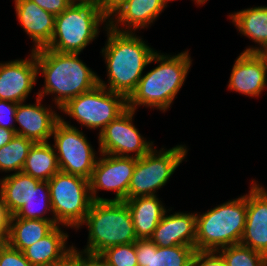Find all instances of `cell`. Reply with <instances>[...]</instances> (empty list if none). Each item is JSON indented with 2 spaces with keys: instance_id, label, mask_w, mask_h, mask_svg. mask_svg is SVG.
I'll return each instance as SVG.
<instances>
[{
  "instance_id": "24",
  "label": "cell",
  "mask_w": 267,
  "mask_h": 266,
  "mask_svg": "<svg viewBox=\"0 0 267 266\" xmlns=\"http://www.w3.org/2000/svg\"><path fill=\"white\" fill-rule=\"evenodd\" d=\"M56 226V221L22 219L12 215L9 218L7 243L12 248L23 252L47 236Z\"/></svg>"
},
{
  "instance_id": "32",
  "label": "cell",
  "mask_w": 267,
  "mask_h": 266,
  "mask_svg": "<svg viewBox=\"0 0 267 266\" xmlns=\"http://www.w3.org/2000/svg\"><path fill=\"white\" fill-rule=\"evenodd\" d=\"M17 105L18 103L16 102L0 100V127L13 130L15 133L16 127L13 122L15 121Z\"/></svg>"
},
{
  "instance_id": "25",
  "label": "cell",
  "mask_w": 267,
  "mask_h": 266,
  "mask_svg": "<svg viewBox=\"0 0 267 266\" xmlns=\"http://www.w3.org/2000/svg\"><path fill=\"white\" fill-rule=\"evenodd\" d=\"M40 180L23 172L12 173L0 179V195L10 216L15 215L29 200L32 187Z\"/></svg>"
},
{
  "instance_id": "6",
  "label": "cell",
  "mask_w": 267,
  "mask_h": 266,
  "mask_svg": "<svg viewBox=\"0 0 267 266\" xmlns=\"http://www.w3.org/2000/svg\"><path fill=\"white\" fill-rule=\"evenodd\" d=\"M104 22L108 26L97 3L73 1L55 16L54 33L46 48L61 53H81L98 37L100 24Z\"/></svg>"
},
{
  "instance_id": "14",
  "label": "cell",
  "mask_w": 267,
  "mask_h": 266,
  "mask_svg": "<svg viewBox=\"0 0 267 266\" xmlns=\"http://www.w3.org/2000/svg\"><path fill=\"white\" fill-rule=\"evenodd\" d=\"M247 194V212L244 233L240 244L267 257V190L257 182Z\"/></svg>"
},
{
  "instance_id": "3",
  "label": "cell",
  "mask_w": 267,
  "mask_h": 266,
  "mask_svg": "<svg viewBox=\"0 0 267 266\" xmlns=\"http://www.w3.org/2000/svg\"><path fill=\"white\" fill-rule=\"evenodd\" d=\"M151 62L157 67L142 75L134 92L127 99V108L135 110L146 106L167 111L184 85L192 60L188 50L176 55H152Z\"/></svg>"
},
{
  "instance_id": "19",
  "label": "cell",
  "mask_w": 267,
  "mask_h": 266,
  "mask_svg": "<svg viewBox=\"0 0 267 266\" xmlns=\"http://www.w3.org/2000/svg\"><path fill=\"white\" fill-rule=\"evenodd\" d=\"M168 1L171 0H128L108 26L115 31L135 33L151 25L167 7ZM119 24L124 25L125 29L119 28Z\"/></svg>"
},
{
  "instance_id": "20",
  "label": "cell",
  "mask_w": 267,
  "mask_h": 266,
  "mask_svg": "<svg viewBox=\"0 0 267 266\" xmlns=\"http://www.w3.org/2000/svg\"><path fill=\"white\" fill-rule=\"evenodd\" d=\"M135 251L138 266H185L196 249L185 245L158 247L150 239H137Z\"/></svg>"
},
{
  "instance_id": "30",
  "label": "cell",
  "mask_w": 267,
  "mask_h": 266,
  "mask_svg": "<svg viewBox=\"0 0 267 266\" xmlns=\"http://www.w3.org/2000/svg\"><path fill=\"white\" fill-rule=\"evenodd\" d=\"M100 255L110 266H138L135 242L107 248Z\"/></svg>"
},
{
  "instance_id": "7",
  "label": "cell",
  "mask_w": 267,
  "mask_h": 266,
  "mask_svg": "<svg viewBox=\"0 0 267 266\" xmlns=\"http://www.w3.org/2000/svg\"><path fill=\"white\" fill-rule=\"evenodd\" d=\"M50 202L57 225L80 228L93 202L89 180L57 172L49 181Z\"/></svg>"
},
{
  "instance_id": "40",
  "label": "cell",
  "mask_w": 267,
  "mask_h": 266,
  "mask_svg": "<svg viewBox=\"0 0 267 266\" xmlns=\"http://www.w3.org/2000/svg\"><path fill=\"white\" fill-rule=\"evenodd\" d=\"M257 54L264 60L265 66L267 67V45H265Z\"/></svg>"
},
{
  "instance_id": "8",
  "label": "cell",
  "mask_w": 267,
  "mask_h": 266,
  "mask_svg": "<svg viewBox=\"0 0 267 266\" xmlns=\"http://www.w3.org/2000/svg\"><path fill=\"white\" fill-rule=\"evenodd\" d=\"M185 145H176L171 149L153 148L149 153L136 158V166L128 189V199L138 196H154L158 189L169 181L176 168L186 158Z\"/></svg>"
},
{
  "instance_id": "21",
  "label": "cell",
  "mask_w": 267,
  "mask_h": 266,
  "mask_svg": "<svg viewBox=\"0 0 267 266\" xmlns=\"http://www.w3.org/2000/svg\"><path fill=\"white\" fill-rule=\"evenodd\" d=\"M57 225L47 236L43 237L23 253L33 266H52L63 261L71 254L74 246H67L68 233Z\"/></svg>"
},
{
  "instance_id": "16",
  "label": "cell",
  "mask_w": 267,
  "mask_h": 266,
  "mask_svg": "<svg viewBox=\"0 0 267 266\" xmlns=\"http://www.w3.org/2000/svg\"><path fill=\"white\" fill-rule=\"evenodd\" d=\"M267 67L257 53H241L232 66L228 88L250 97H258L267 86Z\"/></svg>"
},
{
  "instance_id": "29",
  "label": "cell",
  "mask_w": 267,
  "mask_h": 266,
  "mask_svg": "<svg viewBox=\"0 0 267 266\" xmlns=\"http://www.w3.org/2000/svg\"><path fill=\"white\" fill-rule=\"evenodd\" d=\"M218 252L227 266H267V257L264 254L240 243L220 248Z\"/></svg>"
},
{
  "instance_id": "42",
  "label": "cell",
  "mask_w": 267,
  "mask_h": 266,
  "mask_svg": "<svg viewBox=\"0 0 267 266\" xmlns=\"http://www.w3.org/2000/svg\"><path fill=\"white\" fill-rule=\"evenodd\" d=\"M185 266H198V264H197V250L195 252L194 258L189 263H187Z\"/></svg>"
},
{
  "instance_id": "9",
  "label": "cell",
  "mask_w": 267,
  "mask_h": 266,
  "mask_svg": "<svg viewBox=\"0 0 267 266\" xmlns=\"http://www.w3.org/2000/svg\"><path fill=\"white\" fill-rule=\"evenodd\" d=\"M127 109V99L97 85L92 90L69 99L59 110L88 129L101 132Z\"/></svg>"
},
{
  "instance_id": "31",
  "label": "cell",
  "mask_w": 267,
  "mask_h": 266,
  "mask_svg": "<svg viewBox=\"0 0 267 266\" xmlns=\"http://www.w3.org/2000/svg\"><path fill=\"white\" fill-rule=\"evenodd\" d=\"M0 266H33L20 250L12 248L8 243L0 247Z\"/></svg>"
},
{
  "instance_id": "28",
  "label": "cell",
  "mask_w": 267,
  "mask_h": 266,
  "mask_svg": "<svg viewBox=\"0 0 267 266\" xmlns=\"http://www.w3.org/2000/svg\"><path fill=\"white\" fill-rule=\"evenodd\" d=\"M35 142L16 135L9 143L0 148V171L22 172L23 165Z\"/></svg>"
},
{
  "instance_id": "38",
  "label": "cell",
  "mask_w": 267,
  "mask_h": 266,
  "mask_svg": "<svg viewBox=\"0 0 267 266\" xmlns=\"http://www.w3.org/2000/svg\"><path fill=\"white\" fill-rule=\"evenodd\" d=\"M74 247L71 254H69L63 261L52 266H79V250Z\"/></svg>"
},
{
  "instance_id": "27",
  "label": "cell",
  "mask_w": 267,
  "mask_h": 266,
  "mask_svg": "<svg viewBox=\"0 0 267 266\" xmlns=\"http://www.w3.org/2000/svg\"><path fill=\"white\" fill-rule=\"evenodd\" d=\"M48 211L53 214L50 202L49 184L48 181H40L36 187H32L29 200L15 216L22 219L55 221L54 217H47L46 214Z\"/></svg>"
},
{
  "instance_id": "43",
  "label": "cell",
  "mask_w": 267,
  "mask_h": 266,
  "mask_svg": "<svg viewBox=\"0 0 267 266\" xmlns=\"http://www.w3.org/2000/svg\"><path fill=\"white\" fill-rule=\"evenodd\" d=\"M208 0H194L195 3H197L198 5H202L204 3H206Z\"/></svg>"
},
{
  "instance_id": "4",
  "label": "cell",
  "mask_w": 267,
  "mask_h": 266,
  "mask_svg": "<svg viewBox=\"0 0 267 266\" xmlns=\"http://www.w3.org/2000/svg\"><path fill=\"white\" fill-rule=\"evenodd\" d=\"M82 225L88 227L84 252L101 254L107 248L137 241L125 201H93Z\"/></svg>"
},
{
  "instance_id": "26",
  "label": "cell",
  "mask_w": 267,
  "mask_h": 266,
  "mask_svg": "<svg viewBox=\"0 0 267 266\" xmlns=\"http://www.w3.org/2000/svg\"><path fill=\"white\" fill-rule=\"evenodd\" d=\"M60 171L53 145L49 142L34 143L29 151L22 172L40 181H49Z\"/></svg>"
},
{
  "instance_id": "15",
  "label": "cell",
  "mask_w": 267,
  "mask_h": 266,
  "mask_svg": "<svg viewBox=\"0 0 267 266\" xmlns=\"http://www.w3.org/2000/svg\"><path fill=\"white\" fill-rule=\"evenodd\" d=\"M42 99L37 95L36 104L18 103L15 114V122L20 126L16 128V135L26 137L35 143L48 142L60 121L59 114L52 110V106L46 107L41 104Z\"/></svg>"
},
{
  "instance_id": "23",
  "label": "cell",
  "mask_w": 267,
  "mask_h": 266,
  "mask_svg": "<svg viewBox=\"0 0 267 266\" xmlns=\"http://www.w3.org/2000/svg\"><path fill=\"white\" fill-rule=\"evenodd\" d=\"M229 17L241 34L259 45L246 48L243 53H257L267 45V6L243 9Z\"/></svg>"
},
{
  "instance_id": "1",
  "label": "cell",
  "mask_w": 267,
  "mask_h": 266,
  "mask_svg": "<svg viewBox=\"0 0 267 266\" xmlns=\"http://www.w3.org/2000/svg\"><path fill=\"white\" fill-rule=\"evenodd\" d=\"M104 28L107 41L101 53L107 64L108 84L98 77L99 85L128 99L136 89L143 70L152 63L151 57L156 50L134 32H119L110 26Z\"/></svg>"
},
{
  "instance_id": "39",
  "label": "cell",
  "mask_w": 267,
  "mask_h": 266,
  "mask_svg": "<svg viewBox=\"0 0 267 266\" xmlns=\"http://www.w3.org/2000/svg\"><path fill=\"white\" fill-rule=\"evenodd\" d=\"M15 136V131L0 127V148L9 143Z\"/></svg>"
},
{
  "instance_id": "33",
  "label": "cell",
  "mask_w": 267,
  "mask_h": 266,
  "mask_svg": "<svg viewBox=\"0 0 267 266\" xmlns=\"http://www.w3.org/2000/svg\"><path fill=\"white\" fill-rule=\"evenodd\" d=\"M36 3L40 8L53 14L59 15L65 11L73 2V0H31Z\"/></svg>"
},
{
  "instance_id": "13",
  "label": "cell",
  "mask_w": 267,
  "mask_h": 266,
  "mask_svg": "<svg viewBox=\"0 0 267 266\" xmlns=\"http://www.w3.org/2000/svg\"><path fill=\"white\" fill-rule=\"evenodd\" d=\"M0 63V100L25 102L37 81L36 54ZM31 57V58H30Z\"/></svg>"
},
{
  "instance_id": "35",
  "label": "cell",
  "mask_w": 267,
  "mask_h": 266,
  "mask_svg": "<svg viewBox=\"0 0 267 266\" xmlns=\"http://www.w3.org/2000/svg\"><path fill=\"white\" fill-rule=\"evenodd\" d=\"M127 1L128 0H106V2L101 7L102 16L106 20L108 19L109 23L110 20H112L125 6Z\"/></svg>"
},
{
  "instance_id": "17",
  "label": "cell",
  "mask_w": 267,
  "mask_h": 266,
  "mask_svg": "<svg viewBox=\"0 0 267 266\" xmlns=\"http://www.w3.org/2000/svg\"><path fill=\"white\" fill-rule=\"evenodd\" d=\"M150 240L158 247L185 245L196 249V213H165Z\"/></svg>"
},
{
  "instance_id": "37",
  "label": "cell",
  "mask_w": 267,
  "mask_h": 266,
  "mask_svg": "<svg viewBox=\"0 0 267 266\" xmlns=\"http://www.w3.org/2000/svg\"><path fill=\"white\" fill-rule=\"evenodd\" d=\"M9 218L10 215L0 195V242L2 244H6L8 241Z\"/></svg>"
},
{
  "instance_id": "12",
  "label": "cell",
  "mask_w": 267,
  "mask_h": 266,
  "mask_svg": "<svg viewBox=\"0 0 267 266\" xmlns=\"http://www.w3.org/2000/svg\"><path fill=\"white\" fill-rule=\"evenodd\" d=\"M97 158L91 178L90 192L93 201H125L128 199V189L133 175L136 158L121 157L100 153ZM116 191L112 199L99 197V190Z\"/></svg>"
},
{
  "instance_id": "18",
  "label": "cell",
  "mask_w": 267,
  "mask_h": 266,
  "mask_svg": "<svg viewBox=\"0 0 267 266\" xmlns=\"http://www.w3.org/2000/svg\"><path fill=\"white\" fill-rule=\"evenodd\" d=\"M16 18L34 42L31 51L46 48L54 33L55 16L31 0H14Z\"/></svg>"
},
{
  "instance_id": "36",
  "label": "cell",
  "mask_w": 267,
  "mask_h": 266,
  "mask_svg": "<svg viewBox=\"0 0 267 266\" xmlns=\"http://www.w3.org/2000/svg\"><path fill=\"white\" fill-rule=\"evenodd\" d=\"M79 266H110L100 254L79 251Z\"/></svg>"
},
{
  "instance_id": "41",
  "label": "cell",
  "mask_w": 267,
  "mask_h": 266,
  "mask_svg": "<svg viewBox=\"0 0 267 266\" xmlns=\"http://www.w3.org/2000/svg\"><path fill=\"white\" fill-rule=\"evenodd\" d=\"M77 2H95L97 3L100 7L106 2V0H73Z\"/></svg>"
},
{
  "instance_id": "11",
  "label": "cell",
  "mask_w": 267,
  "mask_h": 266,
  "mask_svg": "<svg viewBox=\"0 0 267 266\" xmlns=\"http://www.w3.org/2000/svg\"><path fill=\"white\" fill-rule=\"evenodd\" d=\"M135 110L127 108L98 134L99 152L121 157L140 158L153 149L133 125ZM135 153V155H131Z\"/></svg>"
},
{
  "instance_id": "22",
  "label": "cell",
  "mask_w": 267,
  "mask_h": 266,
  "mask_svg": "<svg viewBox=\"0 0 267 266\" xmlns=\"http://www.w3.org/2000/svg\"><path fill=\"white\" fill-rule=\"evenodd\" d=\"M133 221L137 239H150L154 230L168 212L159 198L138 196L125 200Z\"/></svg>"
},
{
  "instance_id": "34",
  "label": "cell",
  "mask_w": 267,
  "mask_h": 266,
  "mask_svg": "<svg viewBox=\"0 0 267 266\" xmlns=\"http://www.w3.org/2000/svg\"><path fill=\"white\" fill-rule=\"evenodd\" d=\"M197 264L198 266H227L218 251H197Z\"/></svg>"
},
{
  "instance_id": "5",
  "label": "cell",
  "mask_w": 267,
  "mask_h": 266,
  "mask_svg": "<svg viewBox=\"0 0 267 266\" xmlns=\"http://www.w3.org/2000/svg\"><path fill=\"white\" fill-rule=\"evenodd\" d=\"M247 194L203 214L196 213V250L218 251L239 244L244 233Z\"/></svg>"
},
{
  "instance_id": "10",
  "label": "cell",
  "mask_w": 267,
  "mask_h": 266,
  "mask_svg": "<svg viewBox=\"0 0 267 266\" xmlns=\"http://www.w3.org/2000/svg\"><path fill=\"white\" fill-rule=\"evenodd\" d=\"M63 118L60 117L52 133L60 171L89 180L98 156L85 134Z\"/></svg>"
},
{
  "instance_id": "2",
  "label": "cell",
  "mask_w": 267,
  "mask_h": 266,
  "mask_svg": "<svg viewBox=\"0 0 267 266\" xmlns=\"http://www.w3.org/2000/svg\"><path fill=\"white\" fill-rule=\"evenodd\" d=\"M34 52L37 73L44 76V87L37 95L43 98L55 94L53 101L58 109L69 99L88 92L99 84V76L79 59L80 53H61L47 48Z\"/></svg>"
}]
</instances>
